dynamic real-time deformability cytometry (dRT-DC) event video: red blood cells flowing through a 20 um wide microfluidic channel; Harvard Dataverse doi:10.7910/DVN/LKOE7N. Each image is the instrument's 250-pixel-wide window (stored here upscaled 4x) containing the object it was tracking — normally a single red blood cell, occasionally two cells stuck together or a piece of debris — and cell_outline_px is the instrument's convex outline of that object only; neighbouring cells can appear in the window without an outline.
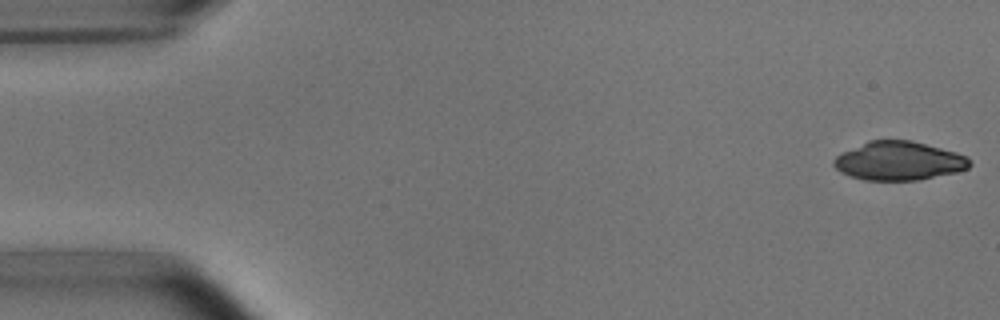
{"species": "common noctule bat (a hibernating species)", "species_latin": "Nyctalus noctula", "temperature_condition": "room temperature", "stored_images_in_passage": 51, "camera_frame_rate_fps": 3000, "um_per_image_px": 0.085, "animal": {"sex": "male", "body_mass_g": 15.6}, "frame": {"image": 1, "passage_image": 1, "time_ms": 0.0, "image_size_px": [1000, 320], "cell_outline_px": [[972, 164], [968, 168], [956, 172], [916, 180], [864, 180], [848, 176], [840, 172], [832, 164], [832, 160], [836, 156], [868, 140], [912, 140], [956, 152], [964, 156]], "centroid_in_image_um": [76.36, 13.68], "position_along_channel_um": 8.6, "area_um2": 30.52}}